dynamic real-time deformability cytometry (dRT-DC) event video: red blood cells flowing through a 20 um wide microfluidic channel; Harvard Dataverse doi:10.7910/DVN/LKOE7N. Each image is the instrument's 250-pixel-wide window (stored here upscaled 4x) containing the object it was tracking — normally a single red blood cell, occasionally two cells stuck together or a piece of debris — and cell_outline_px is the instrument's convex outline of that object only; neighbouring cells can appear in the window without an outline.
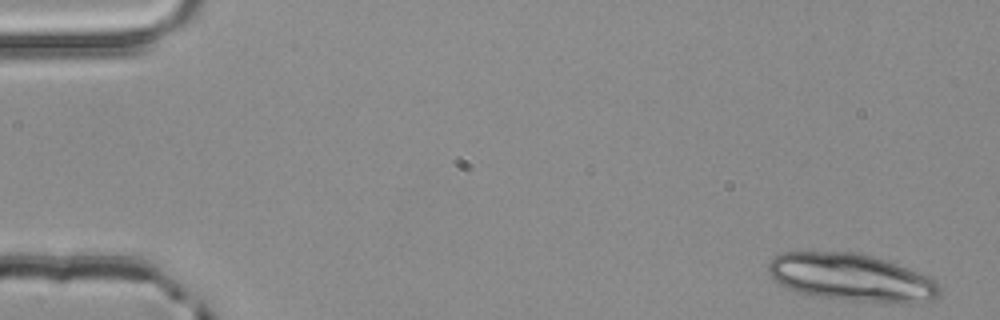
{"species": "common noctule bat (a hibernating species)", "species_latin": "Nyctalus noctula", "temperature_condition": "room temperature", "stored_images_in_passage": 3, "camera_frame_rate_fps": 3000, "um_per_image_px": 0.085, "animal": {"sex": "male", "body_mass_g": 20.4}, "frame": {"image": 1, "passage_image": 1, "time_ms": 0.0, "image_size_px": [1000, 320], "cell_outline_px": [[940, 292], [936, 300], [932, 304], [900, 304], [852, 300], [812, 296], [796, 292], [772, 280], [768, 272], [768, 264], [772, 256], [784, 252], [856, 252], [884, 260], [908, 268], [928, 276], [936, 280], [940, 284]], "centroid_in_image_um": [72.42, 23.62], "position_along_channel_um": 12.6, "area_um2": 48.26}}